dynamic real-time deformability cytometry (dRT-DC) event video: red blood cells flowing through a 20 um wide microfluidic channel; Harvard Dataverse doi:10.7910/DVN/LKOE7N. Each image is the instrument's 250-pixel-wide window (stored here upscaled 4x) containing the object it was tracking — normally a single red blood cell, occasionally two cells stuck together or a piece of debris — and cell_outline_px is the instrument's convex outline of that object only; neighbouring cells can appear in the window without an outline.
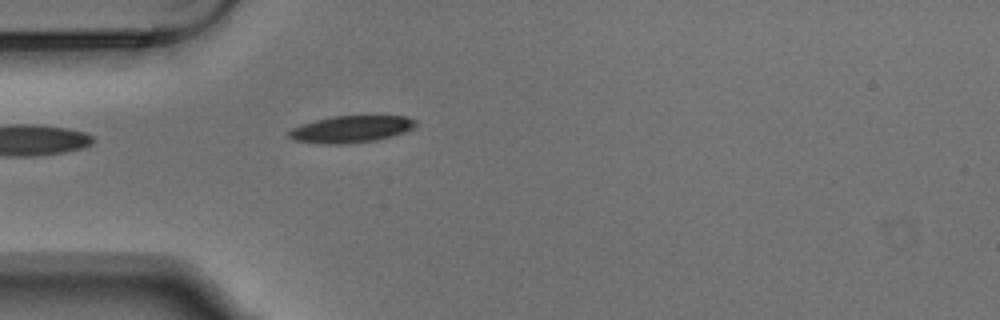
{"species": "Egyptian fruit bat (a non-hibernating species)", "species_latin": "Rousettus aegyptiacus", "temperature_condition": "warm", "stored_images_in_passage": 3, "camera_frame_rate_fps": 3000, "um_per_image_px": 0.085, "animal": {"sex": "male"}, "frame": {"image": 1, "passage_image": 3, "time_ms": 0.667, "image_size_px": [1000, 320], "cell_outline_px": [[416, 124], [412, 128], [404, 132], [392, 136], [376, 140], [348, 144], [328, 144], [292, 140], [288, 136], [288, 132], [292, 128], [300, 124], [332, 116], [404, 116], [416, 120]], "centroid_in_image_um": [29.81, 10.98], "position_along_channel_um": 55.2, "area_um2": 19.83}}